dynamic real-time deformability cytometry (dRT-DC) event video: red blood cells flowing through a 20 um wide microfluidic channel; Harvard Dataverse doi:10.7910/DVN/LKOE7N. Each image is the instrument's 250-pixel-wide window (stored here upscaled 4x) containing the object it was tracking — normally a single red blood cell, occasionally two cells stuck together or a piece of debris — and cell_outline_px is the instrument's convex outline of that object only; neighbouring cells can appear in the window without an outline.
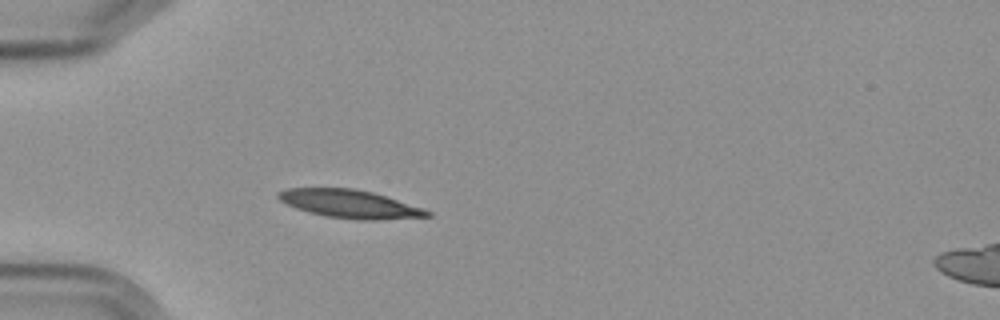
{"species": "Egyptian fruit bat (a non-hibernating species)", "species_latin": "Rousettus aegyptiacus", "temperature_condition": "cold", "stored_images_in_passage": 4, "camera_frame_rate_fps": 3000, "um_per_image_px": 0.085, "frame": {"image": 1, "passage_image": 4, "time_ms": 3.667, "image_size_px": [1000, 320], "cell_outline_px": [[432, 216], [380, 220], [356, 220], [324, 216], [296, 208], [280, 200], [276, 196], [276, 192], [288, 188], [356, 188], [372, 192], [424, 208], [432, 212]], "centroid_in_image_um": [29.75, 17.34], "position_along_channel_um": 55.3, "area_um2": 24.57}}